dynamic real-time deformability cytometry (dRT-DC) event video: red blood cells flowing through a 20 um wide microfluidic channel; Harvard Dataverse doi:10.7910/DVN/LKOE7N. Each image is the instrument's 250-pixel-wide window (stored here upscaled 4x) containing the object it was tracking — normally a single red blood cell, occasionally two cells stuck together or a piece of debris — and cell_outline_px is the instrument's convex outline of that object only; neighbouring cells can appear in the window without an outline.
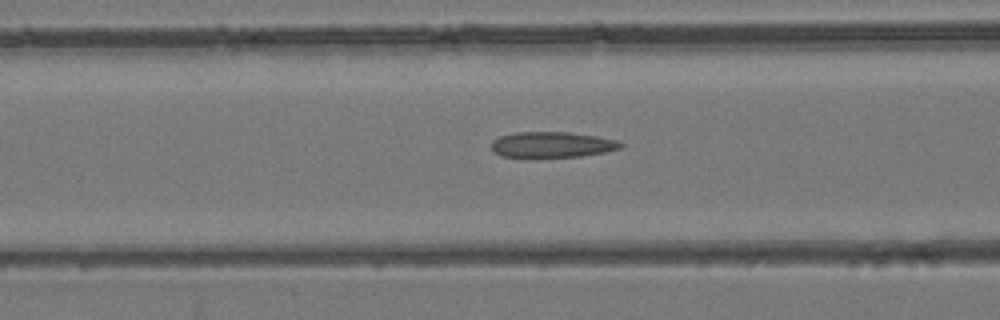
{"species": "common noctule bat (a hibernating species)", "species_latin": "Nyctalus noctula", "temperature_condition": "room temperature", "stored_images_in_passage": 44, "camera_frame_rate_fps": 3000, "um_per_image_px": 0.085, "animal": {"sex": "female", "body_mass_g": 24.6, "forearm_length_mm": 56.2}, "frame": {"image": 1, "passage_image": 18, "time_ms": 5.667, "image_size_px": [1000, 320], "cell_outline_px": [[624, 144], [620, 148], [604, 152], [580, 156], [500, 156], [492, 152], [492, 140], [500, 136], [516, 132], [568, 132], [596, 136], [616, 140]], "centroid_in_image_um": [46.9, 12.28], "position_along_channel_um": 119.7, "area_um2": 19.02}}
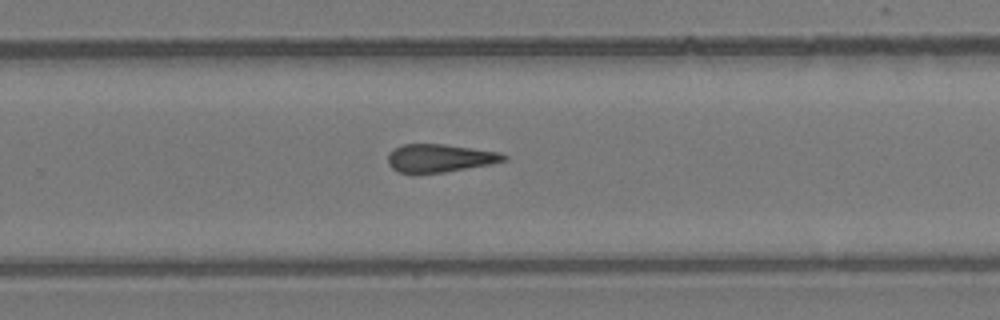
{"frame": {"image": 2, "passage_image": 29, "time_ms": 9.333, "image_size_px": [1000, 320], "cell_outline_px": [[508, 160], [492, 164], [444, 172], [400, 172], [392, 168], [388, 164], [388, 152], [392, 148], [400, 144], [444, 144], [500, 152], [508, 156]], "centroid_in_image_um": [37.39, 13.42], "position_along_channel_um": 292.4, "area_um2": 18.96}}
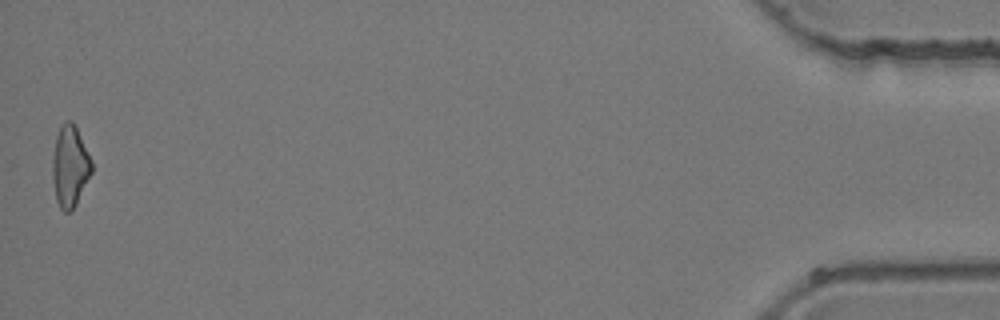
{"frame": {"image": 3, "passage_image": 44, "time_ms": 14.333, "image_size_px": [1000, 320], "cell_outline_px": [[92, 172], [76, 204], [68, 212], [64, 212], [60, 208], [56, 200], [52, 176], [52, 160], [56, 136], [64, 120], [72, 120], [92, 160]], "centroid_in_image_um": [5.94, 14.13], "position_along_channel_um": 429.3, "area_um2": 18.44}}